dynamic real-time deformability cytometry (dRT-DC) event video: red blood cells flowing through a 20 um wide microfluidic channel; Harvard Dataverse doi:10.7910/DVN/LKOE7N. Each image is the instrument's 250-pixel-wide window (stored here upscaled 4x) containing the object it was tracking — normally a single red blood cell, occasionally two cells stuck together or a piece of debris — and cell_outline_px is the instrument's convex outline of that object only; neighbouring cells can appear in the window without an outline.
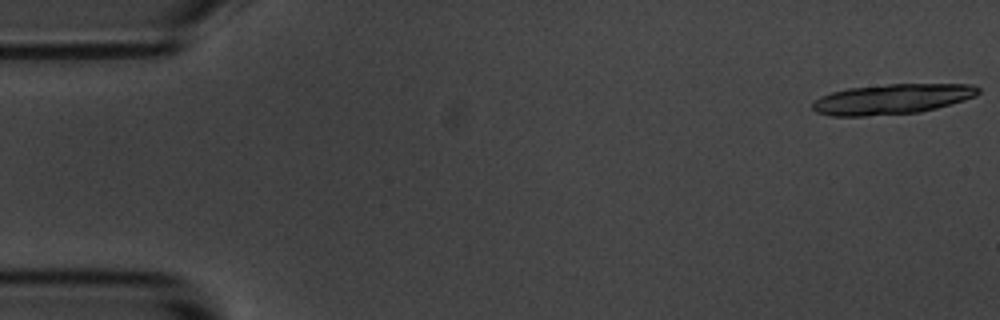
{"species": "common noctule bat (a hibernating species)", "species_latin": "Nyctalus noctula", "temperature_condition": "room temperature", "stored_images_in_passage": 19, "camera_frame_rate_fps": 3000, "um_per_image_px": 0.085, "animal": {"sex": "male", "body_mass_g": 20.1, "forearm_length_mm": 53.5}, "frame": {"image": 1, "passage_image": 1, "time_ms": 0.0, "image_size_px": [1000, 320], "cell_outline_px": [[980, 92], [976, 96], [964, 100], [936, 108], [920, 112], [864, 116], [832, 116], [816, 112], [812, 108], [812, 104], [820, 96], [832, 92], [848, 88], [888, 84], [972, 84], [980, 88]], "centroid_in_image_um": [75.83, 8.42], "position_along_channel_um": 9.2, "area_um2": 29.13}}